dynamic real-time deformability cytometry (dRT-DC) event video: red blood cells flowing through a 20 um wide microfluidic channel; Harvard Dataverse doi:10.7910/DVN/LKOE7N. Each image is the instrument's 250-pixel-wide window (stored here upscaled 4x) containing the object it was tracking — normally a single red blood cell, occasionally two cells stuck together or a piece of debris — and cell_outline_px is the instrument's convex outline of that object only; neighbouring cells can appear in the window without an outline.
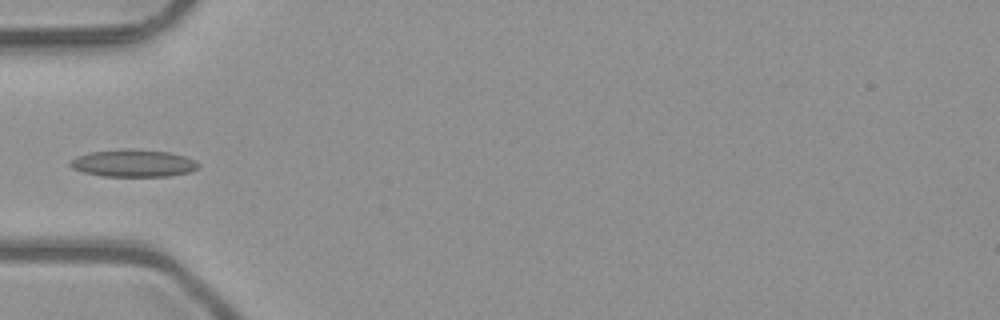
{"species": "common noctule bat (a hibernating species)", "species_latin": "Nyctalus noctula", "temperature_condition": "room temperature", "stored_images_in_passage": 5, "camera_frame_rate_fps": 3000, "um_per_image_px": 0.085, "animal": {"sex": "male", "body_mass_g": 23.1, "forearm_length_mm": 52.7}, "frame": {"image": 1, "passage_image": 5, "time_ms": 1.333, "image_size_px": [1000, 320], "cell_outline_px": [[200, 168], [192, 172], [168, 176], [104, 176], [84, 172], [72, 168], [68, 164], [76, 156], [92, 152], [120, 148], [124, 148], [168, 152], [184, 156], [196, 160], [200, 164]], "centroid_in_image_um": [11.38, 13.87], "position_along_channel_um": 73.6, "area_um2": 20.52}}